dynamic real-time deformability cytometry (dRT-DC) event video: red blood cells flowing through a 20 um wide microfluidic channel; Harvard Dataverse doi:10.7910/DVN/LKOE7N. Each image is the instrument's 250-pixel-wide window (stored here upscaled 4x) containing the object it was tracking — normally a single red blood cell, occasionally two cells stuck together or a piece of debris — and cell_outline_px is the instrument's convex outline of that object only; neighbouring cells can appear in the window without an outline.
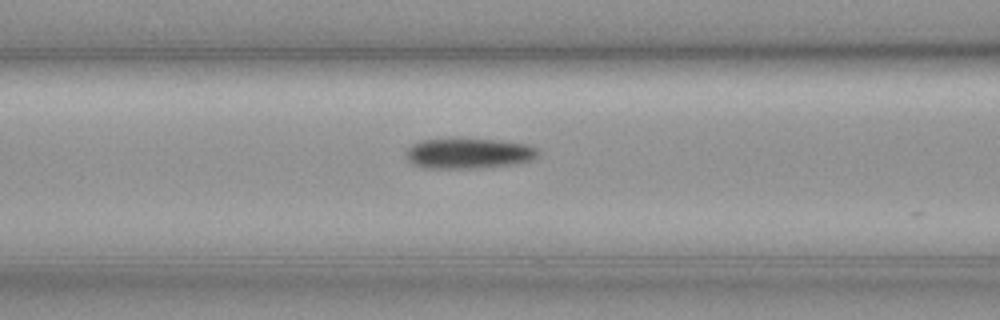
{"species": "common noctule bat (a hibernating species)", "species_latin": "Nyctalus noctula", "temperature_condition": "cold", "stored_images_in_passage": 4, "camera_frame_rate_fps": 3000, "um_per_image_px": 0.085, "animal": {"sex": "female", "body_mass_g": 19.3, "forearm_length_mm": 54.1}, "frame": {"image": 1, "passage_image": 3, "time_ms": 0.667, "image_size_px": [1000, 320], "cell_outline_px": [[540, 152], [532, 160], [516, 164], [472, 168], [424, 168], [412, 164], [404, 156], [404, 152], [412, 144], [420, 140], [500, 140], [528, 144], [536, 148]], "centroid_in_image_um": [39.82, 13.05], "position_along_channel_um": 126.8, "area_um2": 23.24}}